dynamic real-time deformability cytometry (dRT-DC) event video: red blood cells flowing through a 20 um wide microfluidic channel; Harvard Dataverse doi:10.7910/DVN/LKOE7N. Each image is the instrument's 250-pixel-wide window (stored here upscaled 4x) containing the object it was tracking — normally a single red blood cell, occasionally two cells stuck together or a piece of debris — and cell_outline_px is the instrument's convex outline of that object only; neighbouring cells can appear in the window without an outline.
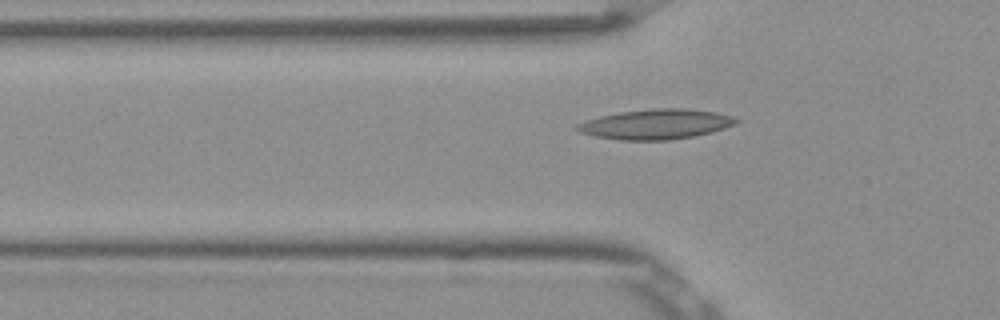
{"species": "Egyptian fruit bat (a non-hibernating species)", "species_latin": "Rousettus aegyptiacus", "temperature_condition": "room temperature", "stored_images_in_passage": 48, "camera_frame_rate_fps": 3000, "um_per_image_px": 0.085, "frame": {"image": 1, "passage_image": 17, "time_ms": 5.333, "image_size_px": [1000, 320], "cell_outline_px": [[740, 120], [736, 124], [712, 132], [692, 136], [668, 140], [620, 140], [592, 136], [580, 132], [576, 128], [576, 124], [584, 120], [600, 116], [620, 112], [652, 108], [684, 108], [716, 112], [732, 116]], "centroid_in_image_um": [55.73, 10.55], "position_along_channel_um": 70.1, "area_um2": 27.86}}
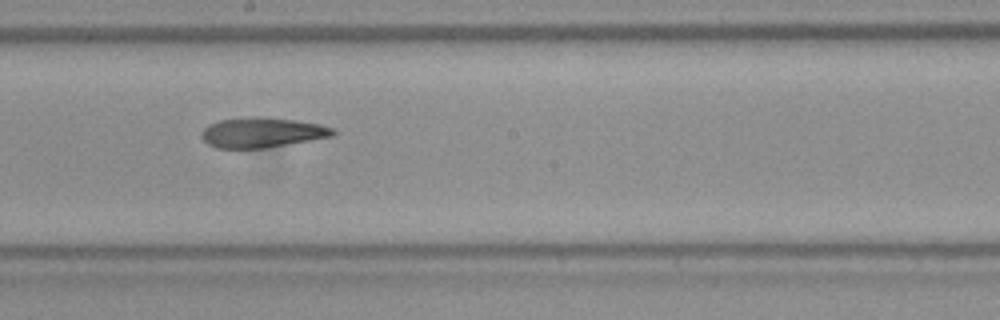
{"frame": {"image": 2, "passage_image": 29, "time_ms": 9.333, "image_size_px": [1000, 320], "cell_outline_px": [[336, 132], [332, 136], [264, 148], [216, 148], [208, 144], [200, 136], [200, 132], [208, 124], [220, 120], [248, 116], [264, 116], [296, 120], [320, 124], [336, 128]], "centroid_in_image_um": [22.25, 11.24], "position_along_channel_um": 225.9, "area_um2": 23.24}}
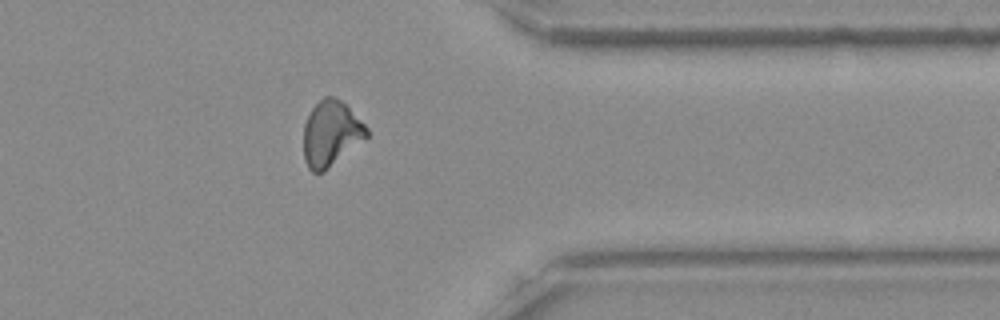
{"frame": {"image": 3, "passage_image": 42, "time_ms": 13.667, "image_size_px": [1000, 320], "cell_outline_px": [[368, 136], [324, 172], [312, 172], [308, 168], [304, 160], [304, 124], [312, 108], [324, 96], [336, 96], [348, 104], [368, 128]], "centroid_in_image_um": [28.14, 11.32], "position_along_channel_um": 383.3, "area_um2": 24.22}, "authors_computed_cell_mechanics": {"area_um2": 24.2182, "velocity_mm_per_s": 3.876, "shape_relaxation_time_tau1_ms": null, "shape_relaxation_time_tau2_ms": 4.9439, "deformation_change_tau1": null, "deformation_change_tau2": 0.1371}}